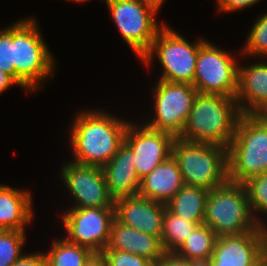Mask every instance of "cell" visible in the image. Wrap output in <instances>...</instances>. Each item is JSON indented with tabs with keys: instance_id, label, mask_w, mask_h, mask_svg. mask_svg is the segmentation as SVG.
Here are the masks:
<instances>
[{
	"instance_id": "1",
	"label": "cell",
	"mask_w": 267,
	"mask_h": 266,
	"mask_svg": "<svg viewBox=\"0 0 267 266\" xmlns=\"http://www.w3.org/2000/svg\"><path fill=\"white\" fill-rule=\"evenodd\" d=\"M102 111L77 114L70 132L75 163L103 167L124 143L129 122Z\"/></svg>"
},
{
	"instance_id": "2",
	"label": "cell",
	"mask_w": 267,
	"mask_h": 266,
	"mask_svg": "<svg viewBox=\"0 0 267 266\" xmlns=\"http://www.w3.org/2000/svg\"><path fill=\"white\" fill-rule=\"evenodd\" d=\"M241 115L235 97L197 93L178 138L228 149Z\"/></svg>"
},
{
	"instance_id": "3",
	"label": "cell",
	"mask_w": 267,
	"mask_h": 266,
	"mask_svg": "<svg viewBox=\"0 0 267 266\" xmlns=\"http://www.w3.org/2000/svg\"><path fill=\"white\" fill-rule=\"evenodd\" d=\"M228 180L244 184L266 173L267 115H241L227 149Z\"/></svg>"
},
{
	"instance_id": "4",
	"label": "cell",
	"mask_w": 267,
	"mask_h": 266,
	"mask_svg": "<svg viewBox=\"0 0 267 266\" xmlns=\"http://www.w3.org/2000/svg\"><path fill=\"white\" fill-rule=\"evenodd\" d=\"M172 155L185 185L210 191L229 181L228 152L222 146L175 138Z\"/></svg>"
},
{
	"instance_id": "5",
	"label": "cell",
	"mask_w": 267,
	"mask_h": 266,
	"mask_svg": "<svg viewBox=\"0 0 267 266\" xmlns=\"http://www.w3.org/2000/svg\"><path fill=\"white\" fill-rule=\"evenodd\" d=\"M37 25L33 18L13 23L14 79L19 86L31 91L40 89L39 82L51 74L53 77L56 67Z\"/></svg>"
},
{
	"instance_id": "6",
	"label": "cell",
	"mask_w": 267,
	"mask_h": 266,
	"mask_svg": "<svg viewBox=\"0 0 267 266\" xmlns=\"http://www.w3.org/2000/svg\"><path fill=\"white\" fill-rule=\"evenodd\" d=\"M204 224L218 237L264 230V225H261L251 212L245 185L230 181L209 191Z\"/></svg>"
},
{
	"instance_id": "7",
	"label": "cell",
	"mask_w": 267,
	"mask_h": 266,
	"mask_svg": "<svg viewBox=\"0 0 267 266\" xmlns=\"http://www.w3.org/2000/svg\"><path fill=\"white\" fill-rule=\"evenodd\" d=\"M204 41L199 38L191 44L164 23L142 61L149 67L153 55H156L163 66L159 80L193 85L198 52Z\"/></svg>"
},
{
	"instance_id": "8",
	"label": "cell",
	"mask_w": 267,
	"mask_h": 266,
	"mask_svg": "<svg viewBox=\"0 0 267 266\" xmlns=\"http://www.w3.org/2000/svg\"><path fill=\"white\" fill-rule=\"evenodd\" d=\"M120 34L140 60L151 48L164 26L157 24L158 13L143 0H105Z\"/></svg>"
},
{
	"instance_id": "9",
	"label": "cell",
	"mask_w": 267,
	"mask_h": 266,
	"mask_svg": "<svg viewBox=\"0 0 267 266\" xmlns=\"http://www.w3.org/2000/svg\"><path fill=\"white\" fill-rule=\"evenodd\" d=\"M238 65L230 53L205 40L198 52L193 86L198 93L236 97Z\"/></svg>"
},
{
	"instance_id": "10",
	"label": "cell",
	"mask_w": 267,
	"mask_h": 266,
	"mask_svg": "<svg viewBox=\"0 0 267 266\" xmlns=\"http://www.w3.org/2000/svg\"><path fill=\"white\" fill-rule=\"evenodd\" d=\"M154 90L155 115L144 125L178 138L185 128L197 89L188 83L159 80Z\"/></svg>"
},
{
	"instance_id": "11",
	"label": "cell",
	"mask_w": 267,
	"mask_h": 266,
	"mask_svg": "<svg viewBox=\"0 0 267 266\" xmlns=\"http://www.w3.org/2000/svg\"><path fill=\"white\" fill-rule=\"evenodd\" d=\"M62 219L67 241L92 252H103L109 242L115 208H69Z\"/></svg>"
},
{
	"instance_id": "12",
	"label": "cell",
	"mask_w": 267,
	"mask_h": 266,
	"mask_svg": "<svg viewBox=\"0 0 267 266\" xmlns=\"http://www.w3.org/2000/svg\"><path fill=\"white\" fill-rule=\"evenodd\" d=\"M61 177L76 204L71 208H115L102 167L68 162Z\"/></svg>"
},
{
	"instance_id": "13",
	"label": "cell",
	"mask_w": 267,
	"mask_h": 266,
	"mask_svg": "<svg viewBox=\"0 0 267 266\" xmlns=\"http://www.w3.org/2000/svg\"><path fill=\"white\" fill-rule=\"evenodd\" d=\"M174 140L170 133L129 123L124 142L134 153V166L140 179L172 155Z\"/></svg>"
},
{
	"instance_id": "14",
	"label": "cell",
	"mask_w": 267,
	"mask_h": 266,
	"mask_svg": "<svg viewBox=\"0 0 267 266\" xmlns=\"http://www.w3.org/2000/svg\"><path fill=\"white\" fill-rule=\"evenodd\" d=\"M264 230L217 237L211 266H262Z\"/></svg>"
},
{
	"instance_id": "15",
	"label": "cell",
	"mask_w": 267,
	"mask_h": 266,
	"mask_svg": "<svg viewBox=\"0 0 267 266\" xmlns=\"http://www.w3.org/2000/svg\"><path fill=\"white\" fill-rule=\"evenodd\" d=\"M115 218L122 224L143 233L161 237L165 203L138 195L114 200Z\"/></svg>"
},
{
	"instance_id": "16",
	"label": "cell",
	"mask_w": 267,
	"mask_h": 266,
	"mask_svg": "<svg viewBox=\"0 0 267 266\" xmlns=\"http://www.w3.org/2000/svg\"><path fill=\"white\" fill-rule=\"evenodd\" d=\"M243 115H267V62L238 65V89L235 97Z\"/></svg>"
},
{
	"instance_id": "17",
	"label": "cell",
	"mask_w": 267,
	"mask_h": 266,
	"mask_svg": "<svg viewBox=\"0 0 267 266\" xmlns=\"http://www.w3.org/2000/svg\"><path fill=\"white\" fill-rule=\"evenodd\" d=\"M102 170L108 192L114 200L138 195L141 179L134 166V153L125 142Z\"/></svg>"
},
{
	"instance_id": "18",
	"label": "cell",
	"mask_w": 267,
	"mask_h": 266,
	"mask_svg": "<svg viewBox=\"0 0 267 266\" xmlns=\"http://www.w3.org/2000/svg\"><path fill=\"white\" fill-rule=\"evenodd\" d=\"M105 249H115L144 257L156 264L165 254L161 237L130 228L116 218L111 227L110 238Z\"/></svg>"
},
{
	"instance_id": "19",
	"label": "cell",
	"mask_w": 267,
	"mask_h": 266,
	"mask_svg": "<svg viewBox=\"0 0 267 266\" xmlns=\"http://www.w3.org/2000/svg\"><path fill=\"white\" fill-rule=\"evenodd\" d=\"M183 185L178 163L171 155L141 179L138 194L166 204Z\"/></svg>"
},
{
	"instance_id": "20",
	"label": "cell",
	"mask_w": 267,
	"mask_h": 266,
	"mask_svg": "<svg viewBox=\"0 0 267 266\" xmlns=\"http://www.w3.org/2000/svg\"><path fill=\"white\" fill-rule=\"evenodd\" d=\"M30 192L0 184V230L25 231L33 220Z\"/></svg>"
},
{
	"instance_id": "21",
	"label": "cell",
	"mask_w": 267,
	"mask_h": 266,
	"mask_svg": "<svg viewBox=\"0 0 267 266\" xmlns=\"http://www.w3.org/2000/svg\"><path fill=\"white\" fill-rule=\"evenodd\" d=\"M208 193L206 189L184 184L165 204L166 209L189 222L204 224Z\"/></svg>"
},
{
	"instance_id": "22",
	"label": "cell",
	"mask_w": 267,
	"mask_h": 266,
	"mask_svg": "<svg viewBox=\"0 0 267 266\" xmlns=\"http://www.w3.org/2000/svg\"><path fill=\"white\" fill-rule=\"evenodd\" d=\"M217 237L209 226L198 225L175 253L187 260L210 259Z\"/></svg>"
},
{
	"instance_id": "23",
	"label": "cell",
	"mask_w": 267,
	"mask_h": 266,
	"mask_svg": "<svg viewBox=\"0 0 267 266\" xmlns=\"http://www.w3.org/2000/svg\"><path fill=\"white\" fill-rule=\"evenodd\" d=\"M48 253L44 252L47 266H84L92 253L86 247L71 243L64 239L54 240Z\"/></svg>"
},
{
	"instance_id": "24",
	"label": "cell",
	"mask_w": 267,
	"mask_h": 266,
	"mask_svg": "<svg viewBox=\"0 0 267 266\" xmlns=\"http://www.w3.org/2000/svg\"><path fill=\"white\" fill-rule=\"evenodd\" d=\"M199 224L177 217L165 209L161 241L165 251L175 252Z\"/></svg>"
},
{
	"instance_id": "25",
	"label": "cell",
	"mask_w": 267,
	"mask_h": 266,
	"mask_svg": "<svg viewBox=\"0 0 267 266\" xmlns=\"http://www.w3.org/2000/svg\"><path fill=\"white\" fill-rule=\"evenodd\" d=\"M25 231L0 230V266H11L23 254Z\"/></svg>"
},
{
	"instance_id": "26",
	"label": "cell",
	"mask_w": 267,
	"mask_h": 266,
	"mask_svg": "<svg viewBox=\"0 0 267 266\" xmlns=\"http://www.w3.org/2000/svg\"><path fill=\"white\" fill-rule=\"evenodd\" d=\"M244 185L248 193L251 212L254 218L264 225L263 221H260V216L259 219L257 218L256 213L267 214V173L250 178Z\"/></svg>"
},
{
	"instance_id": "27",
	"label": "cell",
	"mask_w": 267,
	"mask_h": 266,
	"mask_svg": "<svg viewBox=\"0 0 267 266\" xmlns=\"http://www.w3.org/2000/svg\"><path fill=\"white\" fill-rule=\"evenodd\" d=\"M246 45L244 49L240 51L250 57L253 55L256 57H267V13L259 17L247 36ZM252 54V55H251Z\"/></svg>"
},
{
	"instance_id": "28",
	"label": "cell",
	"mask_w": 267,
	"mask_h": 266,
	"mask_svg": "<svg viewBox=\"0 0 267 266\" xmlns=\"http://www.w3.org/2000/svg\"><path fill=\"white\" fill-rule=\"evenodd\" d=\"M0 70L14 78L13 25L3 29L0 34Z\"/></svg>"
},
{
	"instance_id": "29",
	"label": "cell",
	"mask_w": 267,
	"mask_h": 266,
	"mask_svg": "<svg viewBox=\"0 0 267 266\" xmlns=\"http://www.w3.org/2000/svg\"><path fill=\"white\" fill-rule=\"evenodd\" d=\"M108 266H154L155 264L139 255L115 249H104Z\"/></svg>"
},
{
	"instance_id": "30",
	"label": "cell",
	"mask_w": 267,
	"mask_h": 266,
	"mask_svg": "<svg viewBox=\"0 0 267 266\" xmlns=\"http://www.w3.org/2000/svg\"><path fill=\"white\" fill-rule=\"evenodd\" d=\"M260 0H217L218 10L221 12H233L244 8H249Z\"/></svg>"
},
{
	"instance_id": "31",
	"label": "cell",
	"mask_w": 267,
	"mask_h": 266,
	"mask_svg": "<svg viewBox=\"0 0 267 266\" xmlns=\"http://www.w3.org/2000/svg\"><path fill=\"white\" fill-rule=\"evenodd\" d=\"M38 253V254H37ZM11 266H47V260L43 253H30L22 255L17 261Z\"/></svg>"
},
{
	"instance_id": "32",
	"label": "cell",
	"mask_w": 267,
	"mask_h": 266,
	"mask_svg": "<svg viewBox=\"0 0 267 266\" xmlns=\"http://www.w3.org/2000/svg\"><path fill=\"white\" fill-rule=\"evenodd\" d=\"M154 266H189V260L179 256L175 252L166 251Z\"/></svg>"
},
{
	"instance_id": "33",
	"label": "cell",
	"mask_w": 267,
	"mask_h": 266,
	"mask_svg": "<svg viewBox=\"0 0 267 266\" xmlns=\"http://www.w3.org/2000/svg\"><path fill=\"white\" fill-rule=\"evenodd\" d=\"M84 266H108L107 257L103 252H92L86 259Z\"/></svg>"
},
{
	"instance_id": "34",
	"label": "cell",
	"mask_w": 267,
	"mask_h": 266,
	"mask_svg": "<svg viewBox=\"0 0 267 266\" xmlns=\"http://www.w3.org/2000/svg\"><path fill=\"white\" fill-rule=\"evenodd\" d=\"M14 84L19 85V83L10 74L0 70V93H3Z\"/></svg>"
},
{
	"instance_id": "35",
	"label": "cell",
	"mask_w": 267,
	"mask_h": 266,
	"mask_svg": "<svg viewBox=\"0 0 267 266\" xmlns=\"http://www.w3.org/2000/svg\"><path fill=\"white\" fill-rule=\"evenodd\" d=\"M189 266H211L210 259H190Z\"/></svg>"
},
{
	"instance_id": "36",
	"label": "cell",
	"mask_w": 267,
	"mask_h": 266,
	"mask_svg": "<svg viewBox=\"0 0 267 266\" xmlns=\"http://www.w3.org/2000/svg\"><path fill=\"white\" fill-rule=\"evenodd\" d=\"M262 266H267V226L264 225V245Z\"/></svg>"
},
{
	"instance_id": "37",
	"label": "cell",
	"mask_w": 267,
	"mask_h": 266,
	"mask_svg": "<svg viewBox=\"0 0 267 266\" xmlns=\"http://www.w3.org/2000/svg\"><path fill=\"white\" fill-rule=\"evenodd\" d=\"M148 6L154 8L156 11H159L160 6L164 3L165 0H143Z\"/></svg>"
},
{
	"instance_id": "38",
	"label": "cell",
	"mask_w": 267,
	"mask_h": 266,
	"mask_svg": "<svg viewBox=\"0 0 267 266\" xmlns=\"http://www.w3.org/2000/svg\"><path fill=\"white\" fill-rule=\"evenodd\" d=\"M74 1H76V2H81V3H82V2L85 1V0H74Z\"/></svg>"
}]
</instances>
